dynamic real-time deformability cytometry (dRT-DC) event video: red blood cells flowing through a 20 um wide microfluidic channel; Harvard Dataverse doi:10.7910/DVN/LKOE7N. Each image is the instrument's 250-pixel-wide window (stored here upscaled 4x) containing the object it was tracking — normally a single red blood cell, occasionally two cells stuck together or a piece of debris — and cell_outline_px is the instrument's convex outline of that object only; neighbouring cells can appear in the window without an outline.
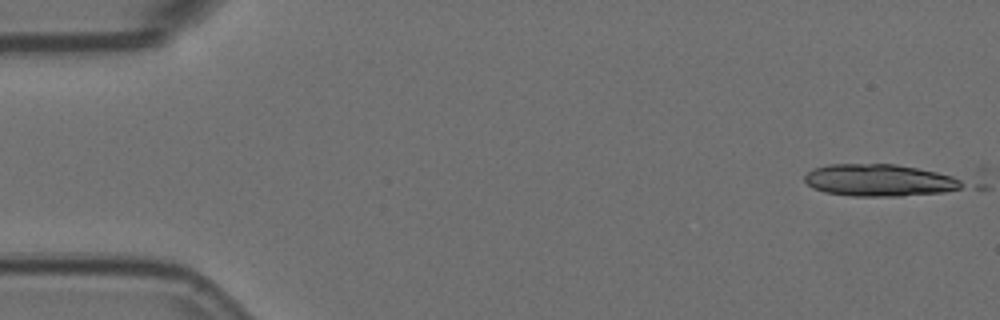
{"species": "Egyptian fruit bat (a non-hibernating species)", "species_latin": "Rousettus aegyptiacus", "temperature_condition": "room temperature", "stored_images_in_passage": 3, "camera_frame_rate_fps": 3000, "um_per_image_px": 0.085, "animal": {"sex": "female"}, "frame": {"image": 1, "passage_image": 1, "time_ms": 0.0, "image_size_px": [1000, 320], "cell_outline_px": [[968, 184], [960, 188], [944, 192], [900, 196], [852, 196], [824, 192], [812, 188], [804, 180], [804, 176], [812, 168], [828, 164], [896, 164], [936, 172], [952, 176]], "centroid_in_image_um": [74.72, 15.32], "position_along_channel_um": 10.3, "area_um2": 29.54}}